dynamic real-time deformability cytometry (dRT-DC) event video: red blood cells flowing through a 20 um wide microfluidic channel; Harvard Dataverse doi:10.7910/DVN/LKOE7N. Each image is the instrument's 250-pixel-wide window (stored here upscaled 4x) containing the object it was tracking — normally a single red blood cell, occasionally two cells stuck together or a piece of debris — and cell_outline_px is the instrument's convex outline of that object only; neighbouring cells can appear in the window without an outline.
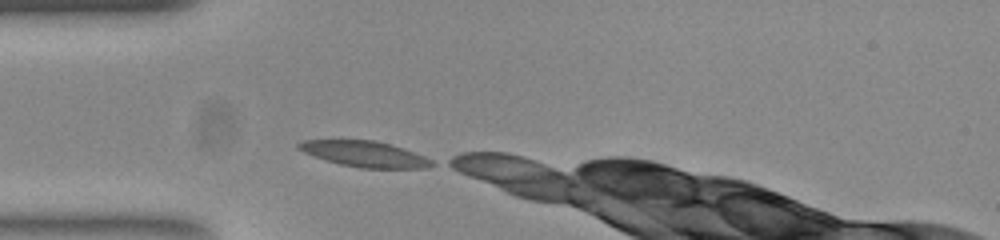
{"species": "common noctule bat (a hibernating species)", "species_latin": "Nyctalus noctula", "temperature_condition": "room temperature", "stored_images_in_passage": 6, "camera_frame_rate_fps": 3000, "um_per_image_px": 0.085, "animal": {"sex": "female", "body_mass_g": 23.0, "forearm_length_mm": 53.4}, "frame": {"image": 1, "passage_image": 1, "time_ms": 0.0, "image_size_px": [1000, 240], "cell_outline_px": [[436, 164], [424, 168], [360, 168], [340, 164], [304, 152], [296, 148], [296, 144], [304, 140], [372, 140], [388, 144], [424, 156], [432, 160]], "centroid_in_image_um": [30.98, 13.09], "position_along_channel_um": 54.0, "area_um2": 19.59}}
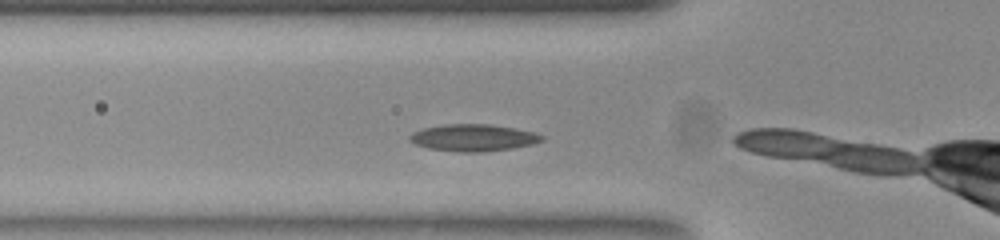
{"frame": {"image": 2, "passage_image": 4, "time_ms": 1.0, "image_size_px": [1000, 240], "cell_outline_px": [[544, 140], [532, 144], [512, 148], [484, 152], [460, 152], [428, 148], [416, 144], [408, 140], [408, 136], [412, 132], [424, 128], [444, 124], [488, 124], [536, 132], [544, 136]], "centroid_in_image_um": [40.22, 11.7], "position_along_channel_um": 85.6, "area_um2": 20.75}}